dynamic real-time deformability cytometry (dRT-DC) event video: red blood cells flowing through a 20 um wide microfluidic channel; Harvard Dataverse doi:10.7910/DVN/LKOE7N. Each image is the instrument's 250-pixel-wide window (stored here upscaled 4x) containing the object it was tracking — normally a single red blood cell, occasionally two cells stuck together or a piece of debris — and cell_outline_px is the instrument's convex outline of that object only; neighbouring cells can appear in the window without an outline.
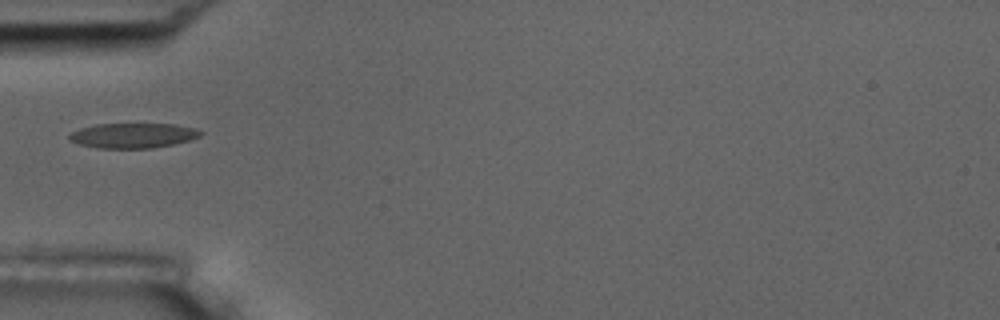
{"species": "common noctule bat (a hibernating species)", "species_latin": "Nyctalus noctula", "temperature_condition": "room temperature", "stored_images_in_passage": 11, "camera_frame_rate_fps": 3000, "um_per_image_px": 0.085, "animal": {"sex": "male", "body_mass_g": 17.5, "forearm_length_mm": 52.3}, "frame": {"image": 1, "passage_image": 1, "time_ms": 0.0, "image_size_px": [1000, 320], "cell_outline_px": [[204, 132], [200, 136], [188, 140], [172, 144], [152, 148], [96, 148], [80, 144], [68, 140], [68, 136], [72, 132], [80, 128], [96, 124], [176, 124], [196, 128]], "centroid_in_image_um": [11.3, 11.51], "position_along_channel_um": 73.7, "area_um2": 19.07}}
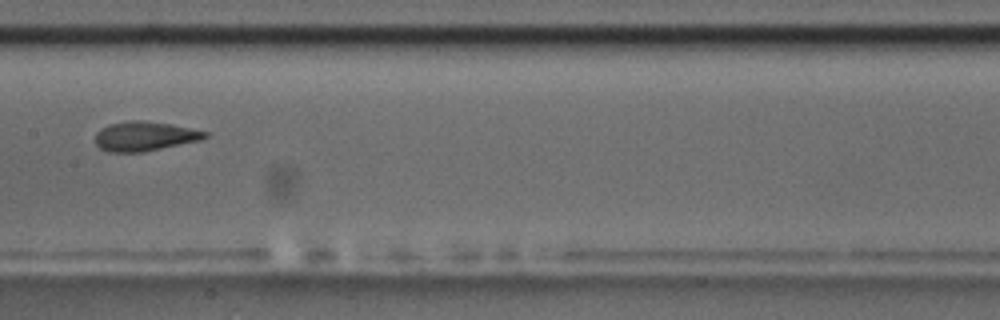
{"frame": {"image": 2, "passage_image": 4, "time_ms": 3.333, "image_size_px": [1000, 320], "cell_outline_px": [[208, 136], [200, 140], [144, 152], [108, 152], [100, 148], [96, 144], [96, 132], [100, 128], [108, 124], [132, 120], [144, 120], [168, 124], [208, 132]], "centroid_in_image_um": [12.25, 11.58], "position_along_channel_um": 195.1, "area_um2": 18.73}}
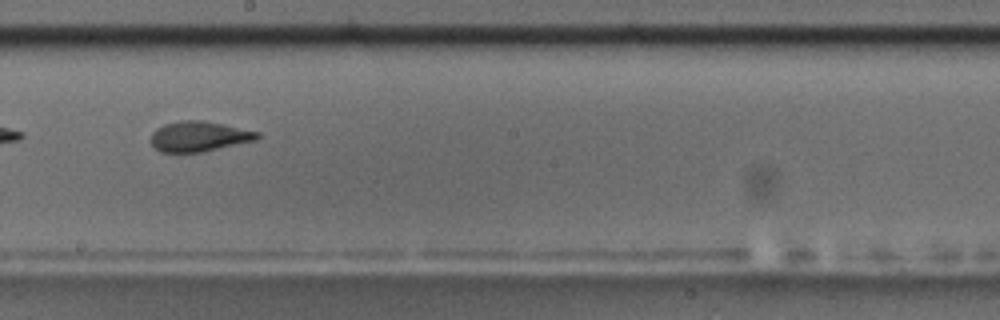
{"frame": {"image": 3, "passage_image": 5, "time_ms": 4.333, "image_size_px": [1000, 320], "cell_outline_px": [[260, 136], [256, 140], [200, 152], [160, 152], [152, 148], [152, 132], [156, 128], [164, 124], [180, 120], [204, 120], [260, 132]], "centroid_in_image_um": [16.89, 11.59], "position_along_channel_um": 231.3, "area_um2": 18.73}}